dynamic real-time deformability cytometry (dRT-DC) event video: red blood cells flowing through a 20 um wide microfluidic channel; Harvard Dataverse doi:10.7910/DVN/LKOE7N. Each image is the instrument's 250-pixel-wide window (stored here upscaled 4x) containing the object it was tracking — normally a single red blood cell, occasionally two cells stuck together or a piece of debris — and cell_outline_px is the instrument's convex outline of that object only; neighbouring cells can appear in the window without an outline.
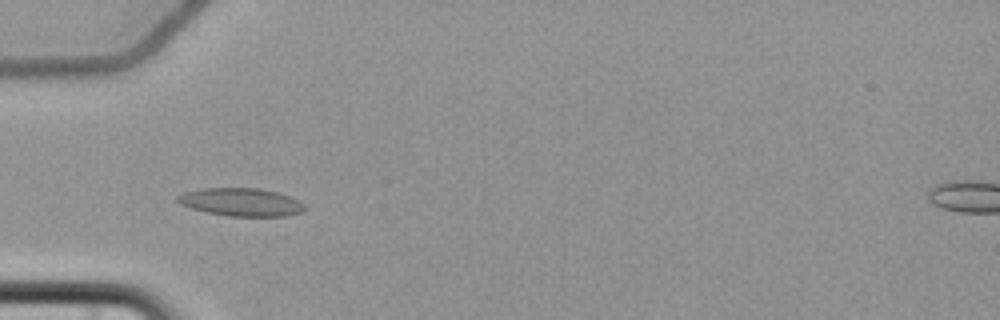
{"species": "common noctule bat (a hibernating species)", "species_latin": "Nyctalus noctula", "temperature_condition": "cold", "stored_images_in_passage": 6, "camera_frame_rate_fps": 3000, "um_per_image_px": 0.085, "animal": {"sex": "female", "body_mass_g": 22.7, "forearm_length_mm": 54.2}, "frame": {"image": 1, "passage_image": 6, "time_ms": 6.333, "image_size_px": [1000, 320], "cell_outline_px": [[308, 208], [304, 212], [284, 216], [228, 216], [208, 212], [192, 208], [180, 204], [176, 200], [176, 196], [184, 192], [204, 188], [260, 188], [276, 192], [288, 196], [304, 204]], "centroid_in_image_um": [20.51, 17.18], "position_along_channel_um": 64.5, "area_um2": 20.69}}